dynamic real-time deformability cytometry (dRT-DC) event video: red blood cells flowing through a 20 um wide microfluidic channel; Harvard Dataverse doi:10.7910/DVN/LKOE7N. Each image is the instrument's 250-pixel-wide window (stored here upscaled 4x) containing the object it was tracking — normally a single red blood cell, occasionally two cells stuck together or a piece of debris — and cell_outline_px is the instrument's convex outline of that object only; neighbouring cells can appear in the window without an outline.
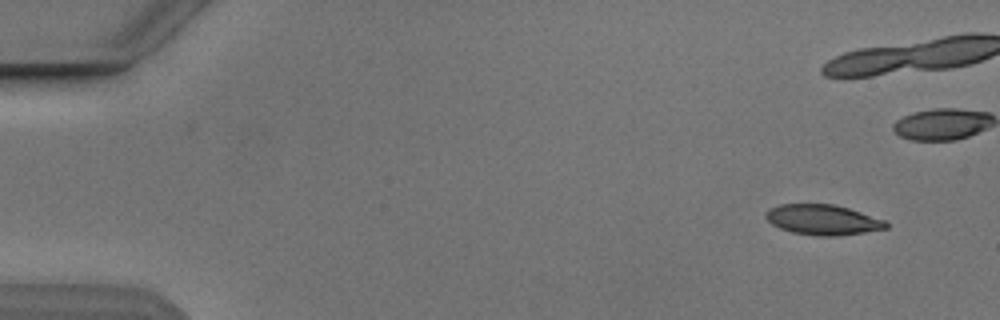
{"species": "Egyptian fruit bat (a non-hibernating species)", "species_latin": "Rousettus aegyptiacus", "temperature_condition": "cold", "stored_images_in_passage": 6, "camera_frame_rate_fps": 3000, "um_per_image_px": 0.085, "animal": {"sex": "male"}, "frame": {"image": 1, "passage_image": 1, "time_ms": 0.0, "image_size_px": [1000, 320], "cell_outline_px": [[888, 228], [840, 236], [816, 236], [792, 232], [780, 228], [772, 224], [764, 216], [772, 208], [780, 204], [832, 204], [848, 208], [888, 220]], "centroid_in_image_um": [69.99, 18.69], "position_along_channel_um": 15.0, "area_um2": 21.21}}